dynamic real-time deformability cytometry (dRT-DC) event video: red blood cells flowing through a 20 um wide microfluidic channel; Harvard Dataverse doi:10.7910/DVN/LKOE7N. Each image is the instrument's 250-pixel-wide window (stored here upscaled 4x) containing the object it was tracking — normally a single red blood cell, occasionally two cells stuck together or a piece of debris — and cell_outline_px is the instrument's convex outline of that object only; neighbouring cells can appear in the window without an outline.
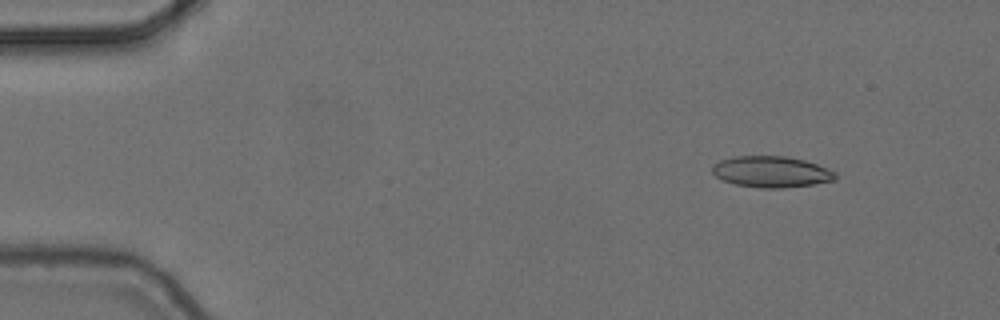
{"species": "common noctule bat (a hibernating species)", "species_latin": "Nyctalus noctula", "temperature_condition": "cold", "stored_images_in_passage": 4, "camera_frame_rate_fps": 3000, "um_per_image_px": 0.085, "animal": {"sex": "female", "body_mass_g": 24.6, "forearm_length_mm": 56.2}, "frame": {"image": 1, "passage_image": 1, "time_ms": 0.0, "image_size_px": [1000, 320], "cell_outline_px": [[836, 180], [812, 184], [784, 188], [760, 188], [736, 184], [724, 180], [716, 176], [712, 172], [712, 168], [720, 160], [736, 156], [784, 156], [804, 160], [816, 164], [836, 172]], "centroid_in_image_um": [65.58, 14.6], "position_along_channel_um": 19.4, "area_um2": 22.14}}
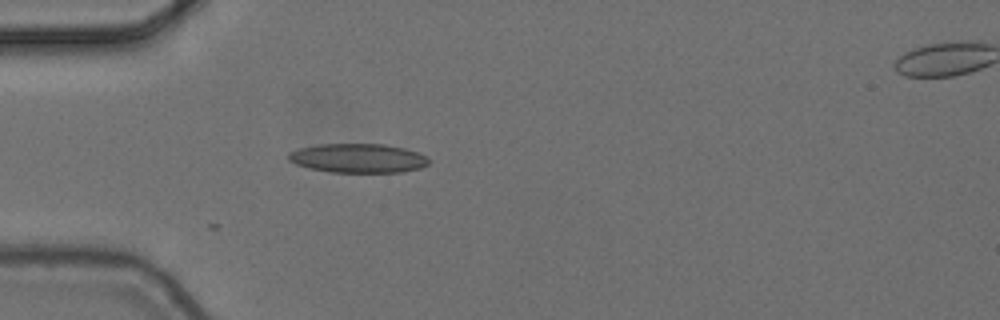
{"frame": {"image": 2, "passage_image": 3, "time_ms": 0.667, "image_size_px": [1000, 320], "cell_outline_px": [[432, 160], [428, 164], [420, 168], [400, 172], [332, 172], [312, 168], [296, 164], [288, 160], [288, 152], [300, 148], [320, 144], [384, 144], [404, 148], [416, 152]], "centroid_in_image_um": [30.44, 13.44], "position_along_channel_um": 54.6, "area_um2": 23.64}}